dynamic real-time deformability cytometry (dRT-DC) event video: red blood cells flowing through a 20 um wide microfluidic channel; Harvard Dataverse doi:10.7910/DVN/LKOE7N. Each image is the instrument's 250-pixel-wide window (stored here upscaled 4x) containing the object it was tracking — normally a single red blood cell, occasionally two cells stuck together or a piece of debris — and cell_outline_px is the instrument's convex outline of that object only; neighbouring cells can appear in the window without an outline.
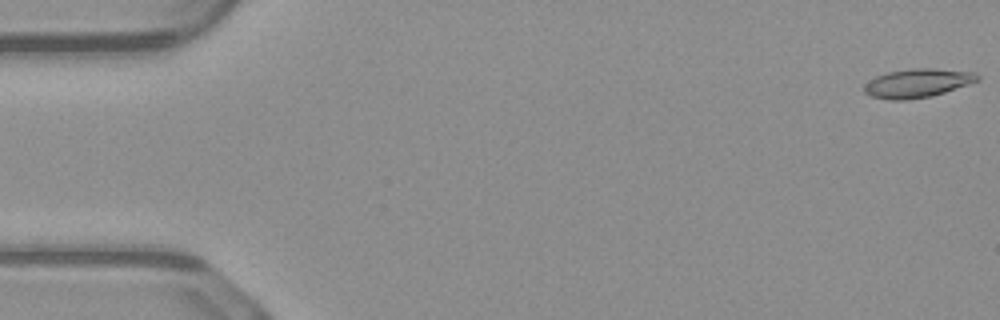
{"species": "common noctule bat (a hibernating species)", "species_latin": "Nyctalus noctula", "temperature_condition": "warm", "stored_images_in_passage": 51, "camera_frame_rate_fps": 3000, "um_per_image_px": 0.085, "animal": {"sex": "male", "body_mass_g": 23.1, "forearm_length_mm": 52.7}, "frame": {"image": 1, "passage_image": 1, "time_ms": 0.0, "image_size_px": [1000, 320], "cell_outline_px": [[980, 80], [932, 96], [908, 100], [888, 100], [872, 96], [864, 92], [864, 84], [876, 76], [888, 72], [912, 68], [932, 68], [976, 72], [980, 76]], "centroid_in_image_um": [77.99, 7.06], "position_along_channel_um": 7.0, "area_um2": 19.02}}
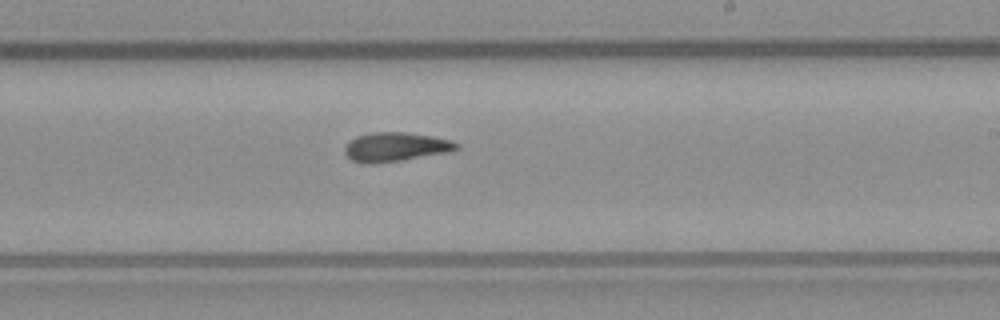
{"frame": {"image": 2, "passage_image": 30, "time_ms": 9.667, "image_size_px": [1000, 320], "cell_outline_px": [[460, 148], [444, 152], [400, 160], [376, 164], [368, 164], [352, 160], [344, 152], [344, 148], [356, 136], [372, 132], [404, 132], [432, 136], [452, 140], [460, 144]], "centroid_in_image_um": [33.61, 12.48], "position_along_channel_um": 255.4, "area_um2": 18.67}}
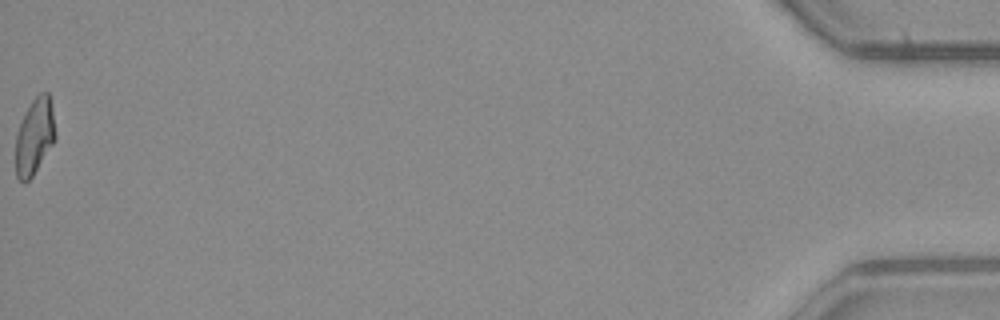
{"frame": {"image": 3, "passage_image": 51, "time_ms": 16.667, "image_size_px": [1000, 320], "cell_outline_px": [[56, 140], [32, 176], [24, 184], [16, 176], [16, 136], [24, 112], [32, 100], [40, 92], [48, 92], [52, 104], [56, 136]], "centroid_in_image_um": [2.95, 11.58], "position_along_channel_um": 432.2, "area_um2": 17.74}, "authors_computed_cell_mechanics": {"area_um2": 18.3804, "velocity_mm_per_s": 4.1104, "shape_relaxation_time_tau1_ms": null, "shape_relaxation_time_tau2_ms": 5.9733, "deformation_change_tau1": null, "deformation_change_tau2": 0.1331}}